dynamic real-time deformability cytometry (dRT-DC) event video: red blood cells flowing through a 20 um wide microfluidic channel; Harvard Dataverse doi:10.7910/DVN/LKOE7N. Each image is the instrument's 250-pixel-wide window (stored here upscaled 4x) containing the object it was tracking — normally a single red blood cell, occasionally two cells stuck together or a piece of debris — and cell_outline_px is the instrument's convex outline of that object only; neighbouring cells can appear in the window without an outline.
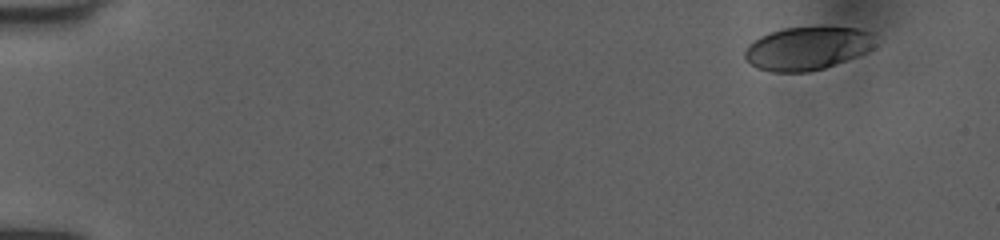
{"species": "human", "species_latin": "Homo sapiens", "temperature_condition": "room temperature", "stored_images_in_passage": 44, "camera_frame_rate_fps": 3000, "um_per_image_px": 0.085, "donor": {"sex": "female"}, "frame": {"image": 1, "passage_image": 1, "time_ms": 0.0, "image_size_px": [1000, 240], "cell_outline_px": [[876, 48], [868, 52], [836, 64], [824, 68], [808, 72], [772, 72], [756, 68], [744, 60], [744, 48], [748, 44], [760, 36], [784, 28], [860, 28], [872, 32]], "centroid_in_image_um": [68.61, 4.13], "position_along_channel_um": 16.4, "area_um2": 33.0}}
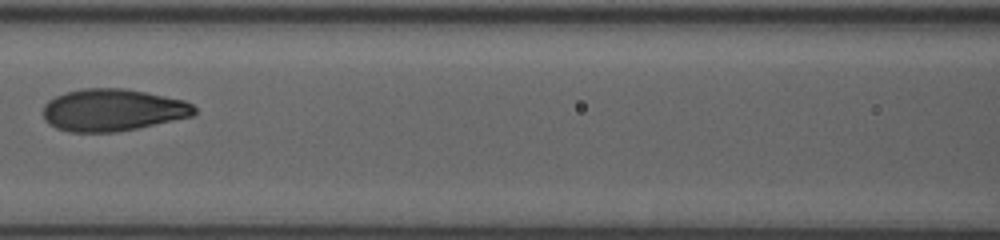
{"frame": {"image": 2, "passage_image": 19, "time_ms": 6.0, "image_size_px": [1000, 240], "cell_outline_px": [[196, 112], [192, 116], [136, 128], [116, 132], [68, 132], [56, 128], [48, 124], [44, 120], [44, 104], [48, 100], [64, 92], [84, 88], [124, 88], [184, 100], [192, 104], [196, 108]], "centroid_in_image_um": [9.54, 9.35], "position_along_channel_um": 157.1, "area_um2": 37.11}}
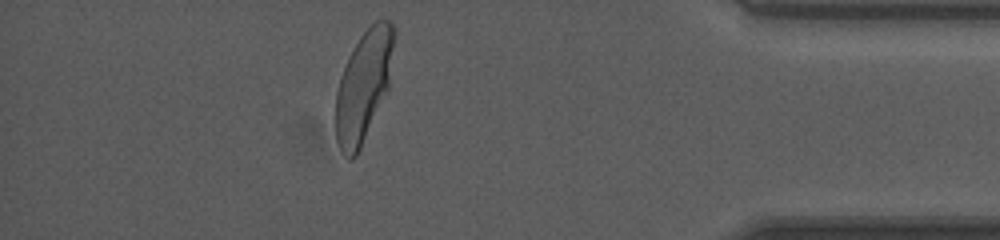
{"frame": {"image": 3, "passage_image": 38, "time_ms": 12.333, "image_size_px": [1000, 240], "cell_outline_px": [[396, 32], [388, 88], [360, 148], [356, 156], [352, 160], [348, 160], [340, 152], [336, 140], [336, 92], [340, 76], [348, 56], [352, 48], [360, 36], [376, 20], [392, 20]], "centroid_in_image_um": [30.9, 7.28], "position_along_channel_um": 404.3, "area_um2": 37.69}, "authors_computed_cell_mechanics": {"area_um2": 37.0498, "velocity_mm_per_s": 4.0348, "shape_relaxation_time_tau1_ms": 4.9392, "shape_relaxation_time_tau2_ms": null, "deformation_change_tau1": 0.2005, "deformation_change_tau2": null}}